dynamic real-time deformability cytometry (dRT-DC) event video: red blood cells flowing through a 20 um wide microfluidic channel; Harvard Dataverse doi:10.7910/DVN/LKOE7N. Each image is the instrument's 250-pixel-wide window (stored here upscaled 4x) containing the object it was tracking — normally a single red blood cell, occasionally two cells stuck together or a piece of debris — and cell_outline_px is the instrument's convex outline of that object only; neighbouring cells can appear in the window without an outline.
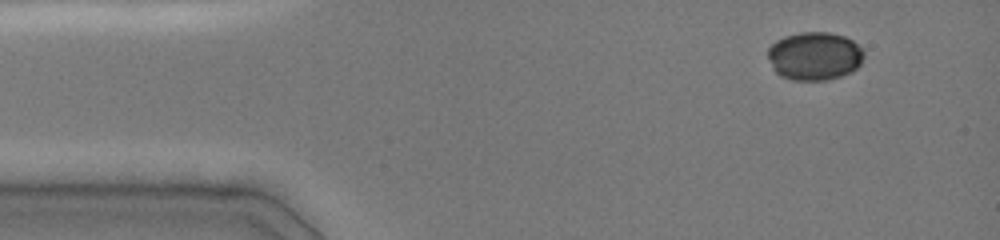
{"species": "common noctule bat (a hibernating species)", "species_latin": "Nyctalus noctula", "temperature_condition": "cold", "stored_images_in_passage": 38, "camera_frame_rate_fps": 3000, "um_per_image_px": 0.085, "animal": {"sex": "female", "body_mass_g": 19.0, "forearm_length_mm": 51.5}, "frame": {"image": 1, "passage_image": 1, "time_ms": 0.0, "image_size_px": [1000, 240], "cell_outline_px": [[864, 56], [860, 64], [852, 72], [828, 80], [792, 80], [780, 76], [772, 68], [768, 56], [768, 48], [776, 40], [784, 36], [800, 32], [828, 32], [844, 36], [852, 40], [864, 48]], "centroid_in_image_um": [69.24, 4.76], "position_along_channel_um": 15.8, "area_um2": 27.28}}
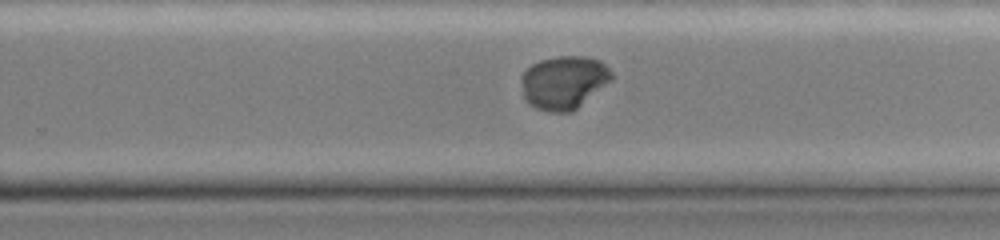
{"frame": {"image": 2, "passage_image": 27, "time_ms": 8.667, "image_size_px": [1000, 240], "cell_outline_px": [[616, 76], [612, 80], [572, 112], [548, 112], [536, 108], [528, 104], [524, 100], [520, 80], [520, 76], [532, 64], [540, 60], [556, 56], [584, 56], [600, 60]], "centroid_in_image_um": [47.91, 7.0], "position_along_channel_um": 281.9, "area_um2": 28.38}}
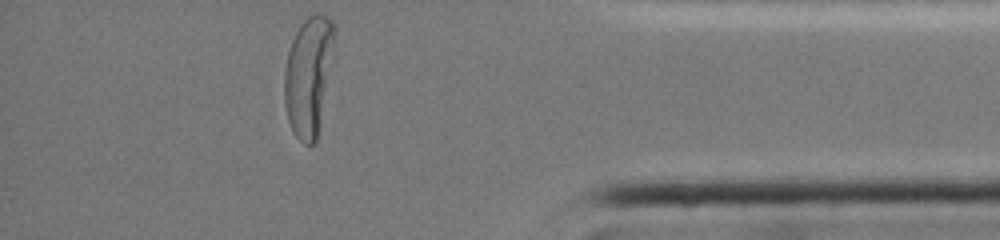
{"frame": {"image": 3, "passage_image": 38, "time_ms": 12.333, "image_size_px": [1000, 240], "cell_outline_px": [[336, 28], [316, 144], [304, 144], [292, 132], [288, 120], [284, 104], [284, 72], [288, 52], [292, 40], [300, 24], [308, 16], [316, 12], [328, 16], [332, 20]], "centroid_in_image_um": [26.2, 6.41], "position_along_channel_um": 409.0, "area_um2": 34.39}, "authors_computed_cell_mechanics": {"area_um2": 28.9578, "velocity_mm_per_s": 4.0118, "shape_relaxation_time_tau1_ms": 3.6542, "shape_relaxation_time_tau2_ms": 1.1218, "deformation_change_tau1": 0.0973, "deformation_change_tau2": 0.019}}